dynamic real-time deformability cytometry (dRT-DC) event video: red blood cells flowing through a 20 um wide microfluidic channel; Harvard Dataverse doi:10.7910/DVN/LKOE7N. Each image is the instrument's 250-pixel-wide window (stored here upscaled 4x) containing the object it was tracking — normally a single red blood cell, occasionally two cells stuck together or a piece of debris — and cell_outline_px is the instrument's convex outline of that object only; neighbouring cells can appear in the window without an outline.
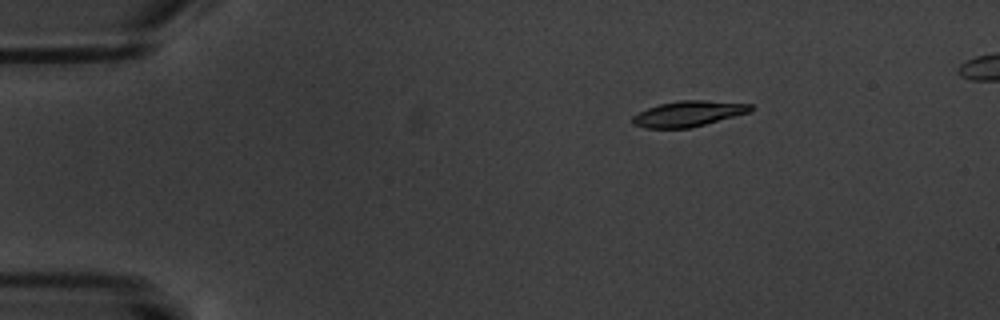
{"species": "common noctule bat (a hibernating species)", "species_latin": "Nyctalus noctula", "temperature_condition": "warm", "stored_images_in_passage": 9, "camera_frame_rate_fps": 3000, "um_per_image_px": 0.085, "animal": {"sex": "male", "body_mass_g": 20.1, "forearm_length_mm": 53.5}, "frame": {"image": 1, "passage_image": 3, "time_ms": 2.333, "image_size_px": [1000, 320], "cell_outline_px": [[752, 112], [688, 128], [644, 128], [632, 124], [632, 116], [648, 108], [660, 104], [680, 100], [704, 100], [752, 104]], "centroid_in_image_um": [58.51, 9.66], "position_along_channel_um": 26.5, "area_um2": 17.51}}